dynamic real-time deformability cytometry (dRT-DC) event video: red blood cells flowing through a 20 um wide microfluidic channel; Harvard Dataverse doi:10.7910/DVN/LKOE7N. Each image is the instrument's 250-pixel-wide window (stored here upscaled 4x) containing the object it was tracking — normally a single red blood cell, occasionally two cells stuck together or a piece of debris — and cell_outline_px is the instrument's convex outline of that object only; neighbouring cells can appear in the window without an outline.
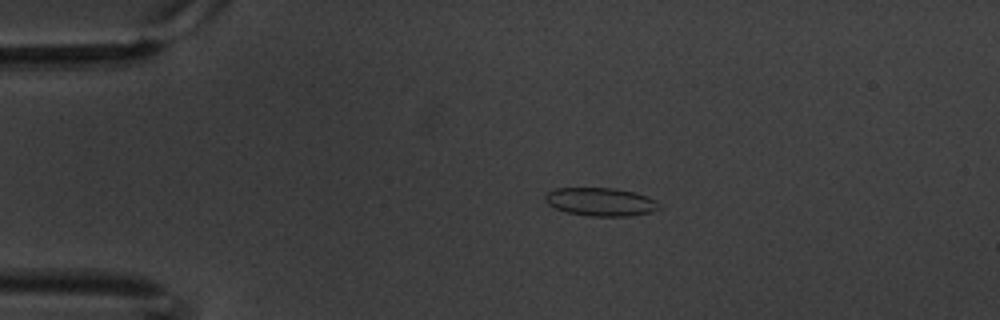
{"species": "common noctule bat (a hibernating species)", "species_latin": "Nyctalus noctula", "temperature_condition": "warm", "stored_images_in_passage": 5, "camera_frame_rate_fps": 3000, "um_per_image_px": 0.085, "animal": {"sex": "male", "body_mass_g": 20.1, "forearm_length_mm": 53.5}, "frame": {"image": 1, "passage_image": 4, "time_ms": 1.0, "image_size_px": [1000, 320], "cell_outline_px": [[660, 208], [652, 212], [628, 216], [588, 216], [564, 212], [548, 204], [544, 200], [544, 196], [548, 192], [556, 188], [616, 188], [648, 196], [656, 200], [660, 204]], "centroid_in_image_um": [51.06, 17.16], "position_along_channel_um": 33.9, "area_um2": 18.9}}